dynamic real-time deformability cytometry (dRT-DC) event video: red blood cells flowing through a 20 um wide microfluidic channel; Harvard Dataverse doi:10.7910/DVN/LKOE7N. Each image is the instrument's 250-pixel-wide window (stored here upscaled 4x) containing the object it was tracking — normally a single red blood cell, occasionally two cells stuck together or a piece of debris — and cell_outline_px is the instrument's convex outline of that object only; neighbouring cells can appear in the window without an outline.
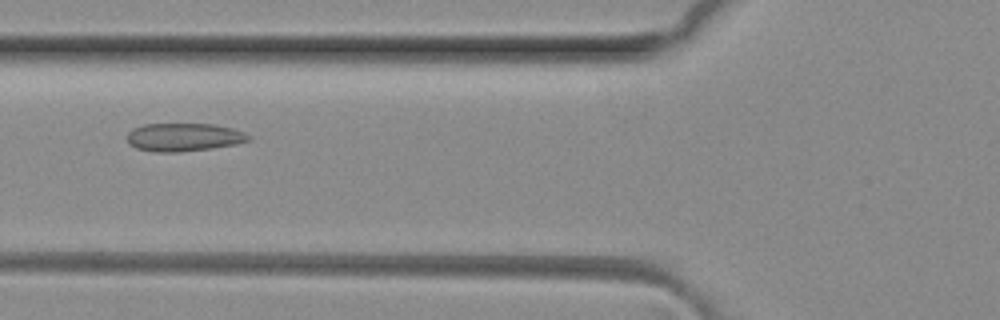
{"species": "common noctule bat (a hibernating species)", "species_latin": "Nyctalus noctula", "temperature_condition": "room temperature", "stored_images_in_passage": 6, "camera_frame_rate_fps": 3000, "um_per_image_px": 0.085, "animal": {"sex": "female", "body_mass_g": 29.2, "forearm_length_mm": 56.3}, "frame": {"image": 1, "passage_image": 6, "time_ms": 1.667, "image_size_px": [1000, 320], "cell_outline_px": [[252, 140], [236, 144], [212, 148], [176, 152], [152, 152], [136, 148], [128, 144], [124, 136], [132, 128], [144, 124], [212, 124], [232, 128], [244, 132], [252, 136]], "centroid_in_image_um": [15.59, 11.66], "position_along_channel_um": 110.2, "area_um2": 20.23}}